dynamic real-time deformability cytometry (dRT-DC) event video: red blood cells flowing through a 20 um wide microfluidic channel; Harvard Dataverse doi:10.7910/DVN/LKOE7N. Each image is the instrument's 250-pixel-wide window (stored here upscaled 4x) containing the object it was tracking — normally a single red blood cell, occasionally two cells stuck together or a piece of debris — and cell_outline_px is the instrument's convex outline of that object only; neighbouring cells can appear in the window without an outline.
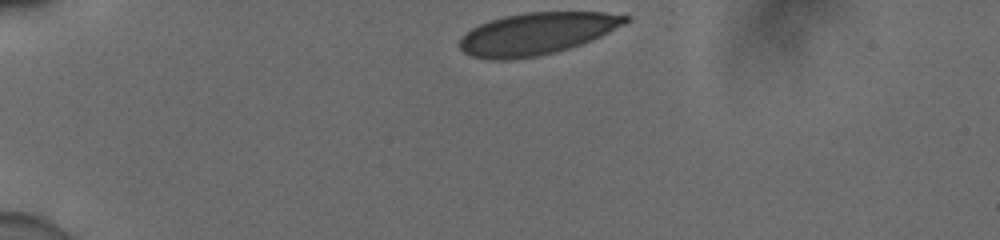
{"species": "human", "species_latin": "Homo sapiens", "temperature_condition": "cold", "stored_images_in_passage": 34, "camera_frame_rate_fps": 3000, "um_per_image_px": 0.085, "donor": {"sex": "male"}, "frame": {"image": 1, "passage_image": 1, "time_ms": 0.0, "image_size_px": [1000, 240], "cell_outline_px": [[632, 20], [592, 40], [556, 52], [536, 56], [504, 60], [492, 60], [472, 56], [464, 52], [460, 48], [460, 36], [464, 32], [488, 20], [504, 16], [524, 12], [604, 12], [632, 16]], "centroid_in_image_um": [45.61, 2.85], "position_along_channel_um": 39.4, "area_um2": 40.63}}
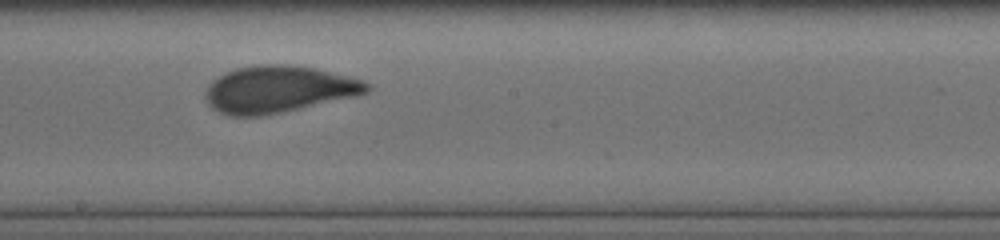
{"frame": {"image": 2, "passage_image": 20, "time_ms": 6.333, "image_size_px": [1000, 240], "cell_outline_px": [[372, 88], [368, 92], [356, 96], [280, 112], [260, 116], [232, 116], [220, 112], [212, 108], [208, 104], [204, 96], [204, 92], [208, 84], [212, 80], [236, 68], [260, 64], [284, 64], [312, 68], [360, 80], [372, 84]], "centroid_in_image_um": [23.62, 7.59], "position_along_channel_um": 224.6, "area_um2": 43.58}}
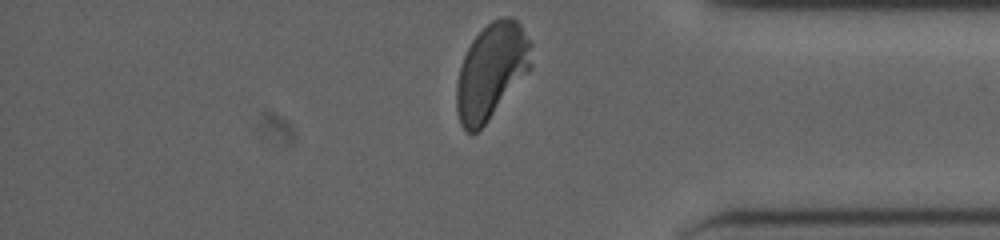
{"frame": {"image": 3, "passage_image": 34, "time_ms": 11.0, "image_size_px": [1000, 240], "cell_outline_px": [[532, 68], [488, 120], [476, 132], [468, 132], [460, 124], [456, 112], [456, 84], [460, 68], [464, 56], [472, 40], [492, 20], [500, 16], [512, 16], [520, 24], [532, 44]], "centroid_in_image_um": [41.78, 6.02], "position_along_channel_um": 393.4, "area_um2": 41.62}, "authors_computed_cell_mechanics": {"area_um2": 43.2922, "velocity_mm_per_s": 3.8763, "shape_relaxation_time_tau1_ms": 4.4388, "shape_relaxation_time_tau2_ms": null, "deformation_change_tau1": 0.1568, "deformation_change_tau2": null}}